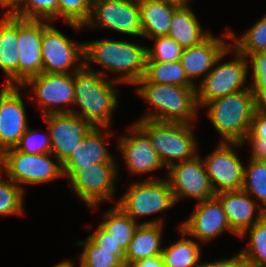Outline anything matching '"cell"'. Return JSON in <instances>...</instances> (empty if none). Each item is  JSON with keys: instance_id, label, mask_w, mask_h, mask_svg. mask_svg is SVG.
Returning <instances> with one entry per match:
<instances>
[{"instance_id": "22", "label": "cell", "mask_w": 266, "mask_h": 267, "mask_svg": "<svg viewBox=\"0 0 266 267\" xmlns=\"http://www.w3.org/2000/svg\"><path fill=\"white\" fill-rule=\"evenodd\" d=\"M215 197L220 201L230 228L237 237L266 215L261 204L242 189L220 193Z\"/></svg>"}, {"instance_id": "29", "label": "cell", "mask_w": 266, "mask_h": 267, "mask_svg": "<svg viewBox=\"0 0 266 267\" xmlns=\"http://www.w3.org/2000/svg\"><path fill=\"white\" fill-rule=\"evenodd\" d=\"M77 245L84 246L78 267H125V250L102 249L89 237L85 241H77Z\"/></svg>"}, {"instance_id": "42", "label": "cell", "mask_w": 266, "mask_h": 267, "mask_svg": "<svg viewBox=\"0 0 266 267\" xmlns=\"http://www.w3.org/2000/svg\"><path fill=\"white\" fill-rule=\"evenodd\" d=\"M198 267H250L249 263L245 259V257L242 255L241 252H239L237 255L222 259L219 261L214 262H200Z\"/></svg>"}, {"instance_id": "12", "label": "cell", "mask_w": 266, "mask_h": 267, "mask_svg": "<svg viewBox=\"0 0 266 267\" xmlns=\"http://www.w3.org/2000/svg\"><path fill=\"white\" fill-rule=\"evenodd\" d=\"M117 163H96L76 173L69 183L77 196L88 207L96 209L101 202L114 198L115 182L118 174Z\"/></svg>"}, {"instance_id": "31", "label": "cell", "mask_w": 266, "mask_h": 267, "mask_svg": "<svg viewBox=\"0 0 266 267\" xmlns=\"http://www.w3.org/2000/svg\"><path fill=\"white\" fill-rule=\"evenodd\" d=\"M249 232V243L241 251L250 267H266V215L256 224L248 228L239 238L246 237Z\"/></svg>"}, {"instance_id": "27", "label": "cell", "mask_w": 266, "mask_h": 267, "mask_svg": "<svg viewBox=\"0 0 266 267\" xmlns=\"http://www.w3.org/2000/svg\"><path fill=\"white\" fill-rule=\"evenodd\" d=\"M102 218L104 220H102L103 222H100L99 225L107 231L125 251L140 224H164L161 218L139 223L135 222L116 204L110 210H106Z\"/></svg>"}, {"instance_id": "44", "label": "cell", "mask_w": 266, "mask_h": 267, "mask_svg": "<svg viewBox=\"0 0 266 267\" xmlns=\"http://www.w3.org/2000/svg\"><path fill=\"white\" fill-rule=\"evenodd\" d=\"M23 3L24 0H0L1 16H13Z\"/></svg>"}, {"instance_id": "35", "label": "cell", "mask_w": 266, "mask_h": 267, "mask_svg": "<svg viewBox=\"0 0 266 267\" xmlns=\"http://www.w3.org/2000/svg\"><path fill=\"white\" fill-rule=\"evenodd\" d=\"M13 16L24 20H44L52 23L59 18L58 0H24L22 7Z\"/></svg>"}, {"instance_id": "38", "label": "cell", "mask_w": 266, "mask_h": 267, "mask_svg": "<svg viewBox=\"0 0 266 267\" xmlns=\"http://www.w3.org/2000/svg\"><path fill=\"white\" fill-rule=\"evenodd\" d=\"M153 48L147 47V60L158 62H174L180 60L183 48L171 37H155Z\"/></svg>"}, {"instance_id": "32", "label": "cell", "mask_w": 266, "mask_h": 267, "mask_svg": "<svg viewBox=\"0 0 266 267\" xmlns=\"http://www.w3.org/2000/svg\"><path fill=\"white\" fill-rule=\"evenodd\" d=\"M246 166L242 190L260 200L261 207L266 212V161L249 158Z\"/></svg>"}, {"instance_id": "13", "label": "cell", "mask_w": 266, "mask_h": 267, "mask_svg": "<svg viewBox=\"0 0 266 267\" xmlns=\"http://www.w3.org/2000/svg\"><path fill=\"white\" fill-rule=\"evenodd\" d=\"M241 145L220 142L203 160L215 195L242 189L245 166L233 149Z\"/></svg>"}, {"instance_id": "15", "label": "cell", "mask_w": 266, "mask_h": 267, "mask_svg": "<svg viewBox=\"0 0 266 267\" xmlns=\"http://www.w3.org/2000/svg\"><path fill=\"white\" fill-rule=\"evenodd\" d=\"M50 132L51 154L62 164L81 145L80 142L95 127L72 113L42 116Z\"/></svg>"}, {"instance_id": "10", "label": "cell", "mask_w": 266, "mask_h": 267, "mask_svg": "<svg viewBox=\"0 0 266 267\" xmlns=\"http://www.w3.org/2000/svg\"><path fill=\"white\" fill-rule=\"evenodd\" d=\"M41 56L42 73H75L84 66L83 42L66 37L43 20Z\"/></svg>"}, {"instance_id": "3", "label": "cell", "mask_w": 266, "mask_h": 267, "mask_svg": "<svg viewBox=\"0 0 266 267\" xmlns=\"http://www.w3.org/2000/svg\"><path fill=\"white\" fill-rule=\"evenodd\" d=\"M137 94L154 106L138 120L194 124L198 118L196 86H177L173 84H156L144 77L134 86Z\"/></svg>"}, {"instance_id": "21", "label": "cell", "mask_w": 266, "mask_h": 267, "mask_svg": "<svg viewBox=\"0 0 266 267\" xmlns=\"http://www.w3.org/2000/svg\"><path fill=\"white\" fill-rule=\"evenodd\" d=\"M219 38L211 34L202 43L185 48L180 56L181 65L188 80L194 85L196 77H205L213 68L216 59L230 46L225 38H230L229 30Z\"/></svg>"}, {"instance_id": "28", "label": "cell", "mask_w": 266, "mask_h": 267, "mask_svg": "<svg viewBox=\"0 0 266 267\" xmlns=\"http://www.w3.org/2000/svg\"><path fill=\"white\" fill-rule=\"evenodd\" d=\"M182 239L163 247L162 259L167 267H198L201 258L200 242L186 238V233L179 227Z\"/></svg>"}, {"instance_id": "45", "label": "cell", "mask_w": 266, "mask_h": 267, "mask_svg": "<svg viewBox=\"0 0 266 267\" xmlns=\"http://www.w3.org/2000/svg\"><path fill=\"white\" fill-rule=\"evenodd\" d=\"M131 267H167L162 256H154L135 262Z\"/></svg>"}, {"instance_id": "11", "label": "cell", "mask_w": 266, "mask_h": 267, "mask_svg": "<svg viewBox=\"0 0 266 267\" xmlns=\"http://www.w3.org/2000/svg\"><path fill=\"white\" fill-rule=\"evenodd\" d=\"M142 37L138 0H93L89 20L83 25Z\"/></svg>"}, {"instance_id": "36", "label": "cell", "mask_w": 266, "mask_h": 267, "mask_svg": "<svg viewBox=\"0 0 266 267\" xmlns=\"http://www.w3.org/2000/svg\"><path fill=\"white\" fill-rule=\"evenodd\" d=\"M2 176L0 172V215H23L25 190Z\"/></svg>"}, {"instance_id": "14", "label": "cell", "mask_w": 266, "mask_h": 267, "mask_svg": "<svg viewBox=\"0 0 266 267\" xmlns=\"http://www.w3.org/2000/svg\"><path fill=\"white\" fill-rule=\"evenodd\" d=\"M167 172V180L176 203L183 197L194 198L197 202L215 197L205 163L199 155L171 165Z\"/></svg>"}, {"instance_id": "18", "label": "cell", "mask_w": 266, "mask_h": 267, "mask_svg": "<svg viewBox=\"0 0 266 267\" xmlns=\"http://www.w3.org/2000/svg\"><path fill=\"white\" fill-rule=\"evenodd\" d=\"M128 133L118 138L117 147L131 175L148 174L165 167L148 136L135 124L129 126Z\"/></svg>"}, {"instance_id": "20", "label": "cell", "mask_w": 266, "mask_h": 267, "mask_svg": "<svg viewBox=\"0 0 266 267\" xmlns=\"http://www.w3.org/2000/svg\"><path fill=\"white\" fill-rule=\"evenodd\" d=\"M42 36L43 20L18 18V86L28 78L42 73Z\"/></svg>"}, {"instance_id": "26", "label": "cell", "mask_w": 266, "mask_h": 267, "mask_svg": "<svg viewBox=\"0 0 266 267\" xmlns=\"http://www.w3.org/2000/svg\"><path fill=\"white\" fill-rule=\"evenodd\" d=\"M188 6L179 5L174 10L168 34L183 49L202 43L212 34L202 29L197 16Z\"/></svg>"}, {"instance_id": "41", "label": "cell", "mask_w": 266, "mask_h": 267, "mask_svg": "<svg viewBox=\"0 0 266 267\" xmlns=\"http://www.w3.org/2000/svg\"><path fill=\"white\" fill-rule=\"evenodd\" d=\"M97 246L107 250H124L100 225L88 236Z\"/></svg>"}, {"instance_id": "5", "label": "cell", "mask_w": 266, "mask_h": 267, "mask_svg": "<svg viewBox=\"0 0 266 267\" xmlns=\"http://www.w3.org/2000/svg\"><path fill=\"white\" fill-rule=\"evenodd\" d=\"M135 124L148 136L166 168L175 164V160L179 163L198 155L193 124L154 120H136Z\"/></svg>"}, {"instance_id": "40", "label": "cell", "mask_w": 266, "mask_h": 267, "mask_svg": "<svg viewBox=\"0 0 266 267\" xmlns=\"http://www.w3.org/2000/svg\"><path fill=\"white\" fill-rule=\"evenodd\" d=\"M247 138L266 140V109L257 108L255 110Z\"/></svg>"}, {"instance_id": "9", "label": "cell", "mask_w": 266, "mask_h": 267, "mask_svg": "<svg viewBox=\"0 0 266 267\" xmlns=\"http://www.w3.org/2000/svg\"><path fill=\"white\" fill-rule=\"evenodd\" d=\"M29 86L34 94L32 98H36L41 107L42 116L72 112L75 99L74 73H41L28 78L20 87L28 92ZM70 105L72 108H68Z\"/></svg>"}, {"instance_id": "25", "label": "cell", "mask_w": 266, "mask_h": 267, "mask_svg": "<svg viewBox=\"0 0 266 267\" xmlns=\"http://www.w3.org/2000/svg\"><path fill=\"white\" fill-rule=\"evenodd\" d=\"M163 226L162 224H140L137 227L125 251V267H131L139 260L161 255Z\"/></svg>"}, {"instance_id": "23", "label": "cell", "mask_w": 266, "mask_h": 267, "mask_svg": "<svg viewBox=\"0 0 266 267\" xmlns=\"http://www.w3.org/2000/svg\"><path fill=\"white\" fill-rule=\"evenodd\" d=\"M18 18H0V68L6 75L5 85H18Z\"/></svg>"}, {"instance_id": "33", "label": "cell", "mask_w": 266, "mask_h": 267, "mask_svg": "<svg viewBox=\"0 0 266 267\" xmlns=\"http://www.w3.org/2000/svg\"><path fill=\"white\" fill-rule=\"evenodd\" d=\"M229 32L230 39H233L230 45L241 54L266 50V14L238 38L234 32Z\"/></svg>"}, {"instance_id": "47", "label": "cell", "mask_w": 266, "mask_h": 267, "mask_svg": "<svg viewBox=\"0 0 266 267\" xmlns=\"http://www.w3.org/2000/svg\"><path fill=\"white\" fill-rule=\"evenodd\" d=\"M168 1H172V2H175V3H177V4H179V5H184V4H189L190 2V0H168Z\"/></svg>"}, {"instance_id": "17", "label": "cell", "mask_w": 266, "mask_h": 267, "mask_svg": "<svg viewBox=\"0 0 266 267\" xmlns=\"http://www.w3.org/2000/svg\"><path fill=\"white\" fill-rule=\"evenodd\" d=\"M179 227L185 231L186 235H190L191 238L201 243L210 242L224 231L234 234L226 213L216 197L197 202L195 210H192L189 218L179 224Z\"/></svg>"}, {"instance_id": "19", "label": "cell", "mask_w": 266, "mask_h": 267, "mask_svg": "<svg viewBox=\"0 0 266 267\" xmlns=\"http://www.w3.org/2000/svg\"><path fill=\"white\" fill-rule=\"evenodd\" d=\"M110 135L113 134L109 127H95L90 131L80 142L81 146L62 163L64 178L69 181L81 169L96 163H116L106 147Z\"/></svg>"}, {"instance_id": "1", "label": "cell", "mask_w": 266, "mask_h": 267, "mask_svg": "<svg viewBox=\"0 0 266 267\" xmlns=\"http://www.w3.org/2000/svg\"><path fill=\"white\" fill-rule=\"evenodd\" d=\"M107 72L96 71L84 66L74 73V104L78 109L72 114L88 120L94 127H111L110 122L118 104V92L114 79L105 76Z\"/></svg>"}, {"instance_id": "46", "label": "cell", "mask_w": 266, "mask_h": 267, "mask_svg": "<svg viewBox=\"0 0 266 267\" xmlns=\"http://www.w3.org/2000/svg\"><path fill=\"white\" fill-rule=\"evenodd\" d=\"M52 267H76L74 264V261L72 262V260H65V261H61L60 263L52 266Z\"/></svg>"}, {"instance_id": "24", "label": "cell", "mask_w": 266, "mask_h": 267, "mask_svg": "<svg viewBox=\"0 0 266 267\" xmlns=\"http://www.w3.org/2000/svg\"><path fill=\"white\" fill-rule=\"evenodd\" d=\"M142 37L168 36L174 10L179 4L168 0H138Z\"/></svg>"}, {"instance_id": "43", "label": "cell", "mask_w": 266, "mask_h": 267, "mask_svg": "<svg viewBox=\"0 0 266 267\" xmlns=\"http://www.w3.org/2000/svg\"><path fill=\"white\" fill-rule=\"evenodd\" d=\"M246 142H250L251 157L256 160L266 161V140L261 138H247Z\"/></svg>"}, {"instance_id": "34", "label": "cell", "mask_w": 266, "mask_h": 267, "mask_svg": "<svg viewBox=\"0 0 266 267\" xmlns=\"http://www.w3.org/2000/svg\"><path fill=\"white\" fill-rule=\"evenodd\" d=\"M243 55L253 68L252 83L249 87L253 92L257 108L266 109V50Z\"/></svg>"}, {"instance_id": "30", "label": "cell", "mask_w": 266, "mask_h": 267, "mask_svg": "<svg viewBox=\"0 0 266 267\" xmlns=\"http://www.w3.org/2000/svg\"><path fill=\"white\" fill-rule=\"evenodd\" d=\"M144 78L150 83L194 86L187 78L180 60L174 62L146 61Z\"/></svg>"}, {"instance_id": "6", "label": "cell", "mask_w": 266, "mask_h": 267, "mask_svg": "<svg viewBox=\"0 0 266 267\" xmlns=\"http://www.w3.org/2000/svg\"><path fill=\"white\" fill-rule=\"evenodd\" d=\"M230 52L234 53L235 59L220 63L223 61L222 58H225ZM249 65L246 56L230 45L216 59L211 71L202 77L199 86L196 85L198 107H202L205 103L217 98L249 88V85L246 86Z\"/></svg>"}, {"instance_id": "7", "label": "cell", "mask_w": 266, "mask_h": 267, "mask_svg": "<svg viewBox=\"0 0 266 267\" xmlns=\"http://www.w3.org/2000/svg\"><path fill=\"white\" fill-rule=\"evenodd\" d=\"M50 157L54 156L51 153L30 155L9 148L0 154V172L24 190L21 183L36 185L64 178L62 164Z\"/></svg>"}, {"instance_id": "2", "label": "cell", "mask_w": 266, "mask_h": 267, "mask_svg": "<svg viewBox=\"0 0 266 267\" xmlns=\"http://www.w3.org/2000/svg\"><path fill=\"white\" fill-rule=\"evenodd\" d=\"M84 67L98 64L117 75L118 83L135 84L146 72L147 47L124 40L83 42ZM119 75V76H118Z\"/></svg>"}, {"instance_id": "16", "label": "cell", "mask_w": 266, "mask_h": 267, "mask_svg": "<svg viewBox=\"0 0 266 267\" xmlns=\"http://www.w3.org/2000/svg\"><path fill=\"white\" fill-rule=\"evenodd\" d=\"M18 85H4L0 91V154L15 147L30 126Z\"/></svg>"}, {"instance_id": "37", "label": "cell", "mask_w": 266, "mask_h": 267, "mask_svg": "<svg viewBox=\"0 0 266 267\" xmlns=\"http://www.w3.org/2000/svg\"><path fill=\"white\" fill-rule=\"evenodd\" d=\"M92 4L93 0H58L59 18L61 17L70 27L79 31L89 20Z\"/></svg>"}, {"instance_id": "39", "label": "cell", "mask_w": 266, "mask_h": 267, "mask_svg": "<svg viewBox=\"0 0 266 267\" xmlns=\"http://www.w3.org/2000/svg\"><path fill=\"white\" fill-rule=\"evenodd\" d=\"M15 148L30 155L51 153L50 132L48 130V134L39 136L38 132L28 127Z\"/></svg>"}, {"instance_id": "8", "label": "cell", "mask_w": 266, "mask_h": 267, "mask_svg": "<svg viewBox=\"0 0 266 267\" xmlns=\"http://www.w3.org/2000/svg\"><path fill=\"white\" fill-rule=\"evenodd\" d=\"M135 222L142 216L172 208L176 202L167 179L134 181L115 202Z\"/></svg>"}, {"instance_id": "4", "label": "cell", "mask_w": 266, "mask_h": 267, "mask_svg": "<svg viewBox=\"0 0 266 267\" xmlns=\"http://www.w3.org/2000/svg\"><path fill=\"white\" fill-rule=\"evenodd\" d=\"M206 113L220 142L245 143L257 105L250 87L205 103Z\"/></svg>"}]
</instances>
